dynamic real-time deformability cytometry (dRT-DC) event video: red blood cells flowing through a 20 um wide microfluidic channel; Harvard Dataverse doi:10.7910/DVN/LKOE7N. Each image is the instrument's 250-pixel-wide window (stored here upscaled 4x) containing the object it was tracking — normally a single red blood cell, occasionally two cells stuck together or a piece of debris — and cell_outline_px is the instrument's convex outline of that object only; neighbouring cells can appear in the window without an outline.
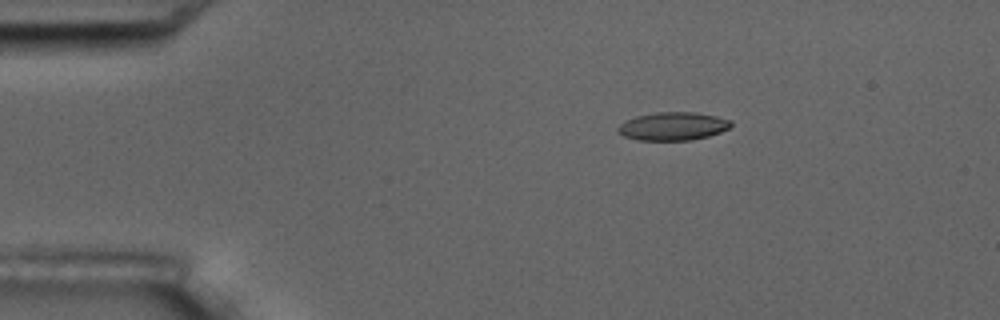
{"species": "common noctule bat (a hibernating species)", "species_latin": "Nyctalus noctula", "temperature_condition": "room temperature", "stored_images_in_passage": 4, "camera_frame_rate_fps": 3000, "um_per_image_px": 0.085, "animal": {"sex": "male", "body_mass_g": 17.5, "forearm_length_mm": 52.3}, "frame": {"image": 1, "passage_image": 2, "time_ms": 2.0, "image_size_px": [1000, 320], "cell_outline_px": [[732, 124], [728, 128], [720, 132], [708, 136], [692, 140], [636, 140], [624, 136], [616, 132], [616, 128], [624, 120], [636, 116], [656, 112], [696, 112], [716, 116], [732, 120]], "centroid_in_image_um": [57.16, 10.73], "position_along_channel_um": 27.8, "area_um2": 18.73}}